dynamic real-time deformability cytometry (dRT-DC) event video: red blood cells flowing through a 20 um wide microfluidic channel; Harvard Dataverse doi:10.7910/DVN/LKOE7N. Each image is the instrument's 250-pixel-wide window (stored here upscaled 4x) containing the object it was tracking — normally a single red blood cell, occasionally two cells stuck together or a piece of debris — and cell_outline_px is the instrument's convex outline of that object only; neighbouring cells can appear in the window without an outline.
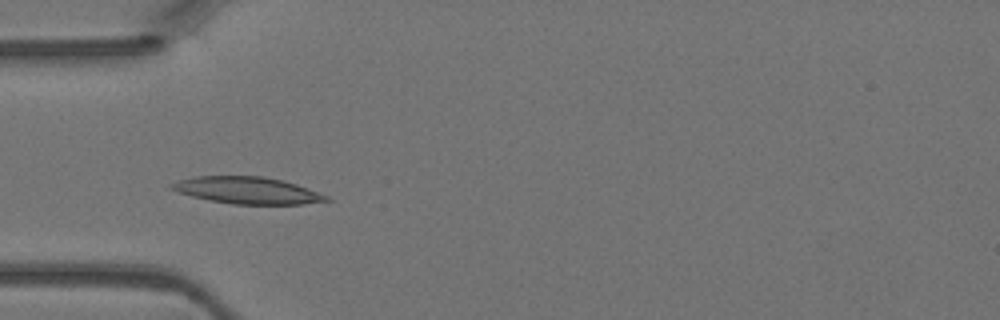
{"species": "Egyptian fruit bat (a non-hibernating species)", "species_latin": "Rousettus aegyptiacus", "temperature_condition": "warm", "stored_images_in_passage": 3, "camera_frame_rate_fps": 3000, "um_per_image_px": 0.085, "animal": {"sex": "female"}, "frame": {"image": 1, "passage_image": 2, "time_ms": 0.333, "image_size_px": [1000, 320], "cell_outline_px": [[332, 200], [304, 204], [232, 204], [208, 200], [176, 192], [168, 188], [168, 184], [176, 180], [196, 176], [264, 176], [284, 180], [308, 188], [328, 196]], "centroid_in_image_um": [20.97, 16.17], "position_along_channel_um": 64.0, "area_um2": 24.51}}
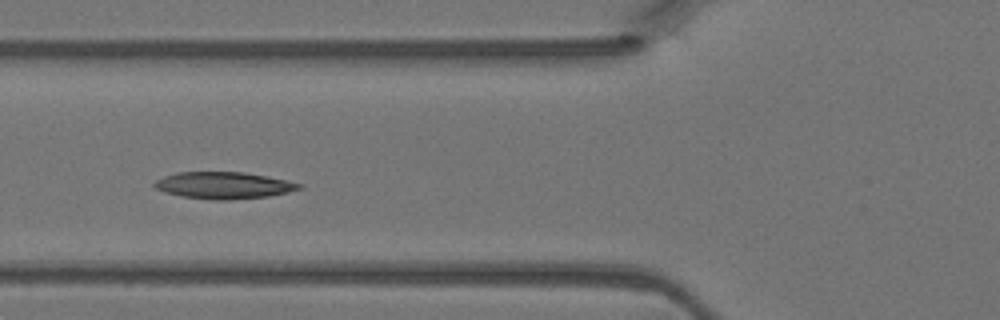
{"frame": {"image": 2, "passage_image": 3, "time_ms": 0.667, "image_size_px": [1000, 320], "cell_outline_px": [[304, 188], [288, 192], [268, 196], [228, 200], [212, 200], [180, 196], [164, 192], [156, 188], [152, 184], [156, 180], [164, 176], [176, 172], [244, 172], [268, 176], [304, 184]], "centroid_in_image_um": [19.02, 15.75], "position_along_channel_um": 106.8, "area_um2": 22.77}}